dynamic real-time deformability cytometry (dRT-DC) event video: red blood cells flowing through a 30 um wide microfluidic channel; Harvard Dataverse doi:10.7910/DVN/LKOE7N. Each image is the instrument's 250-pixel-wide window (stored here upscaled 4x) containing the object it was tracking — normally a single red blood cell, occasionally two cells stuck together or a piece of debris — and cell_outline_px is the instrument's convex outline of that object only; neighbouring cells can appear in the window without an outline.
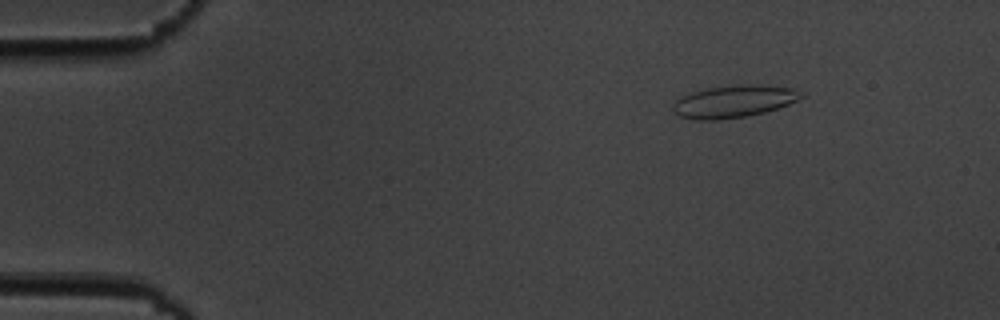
{"species": "common noctule bat (a hibernating species)", "species_latin": "Nyctalus noctula", "temperature_condition": "cold", "stored_images_in_passage": 7, "camera_frame_rate_fps": 3000, "um_per_image_px": 0.085, "animal": {"sex": "male", "body_mass_g": 19.5, "forearm_length_mm": 54.6}, "frame": {"image": 1, "passage_image": 2, "time_ms": 1.0, "image_size_px": [1000, 320], "cell_outline_px": [[804, 96], [788, 104], [764, 112], [744, 116], [716, 120], [696, 120], [680, 116], [672, 112], [672, 104], [680, 96], [692, 92], [708, 88], [736, 84], [748, 84], [792, 88], [804, 92]], "centroid_in_image_um": [62.32, 8.61], "position_along_channel_um": 22.7, "area_um2": 24.04}}
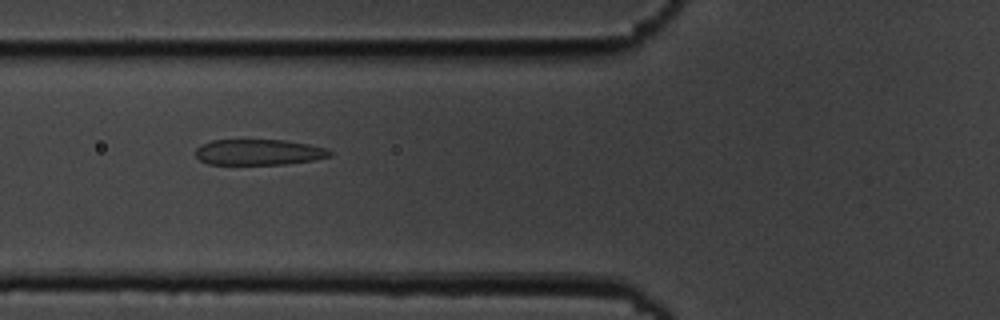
{"frame": {"image": 2, "passage_image": 6, "time_ms": 5.667, "image_size_px": [1000, 320], "cell_outline_px": [[332, 156], [312, 160], [284, 164], [208, 164], [200, 160], [196, 156], [196, 148], [200, 144], [212, 140], [284, 140], [308, 144], [328, 148], [332, 152]], "centroid_in_image_um": [21.99, 12.93], "position_along_channel_um": 103.8, "area_um2": 20.17}}
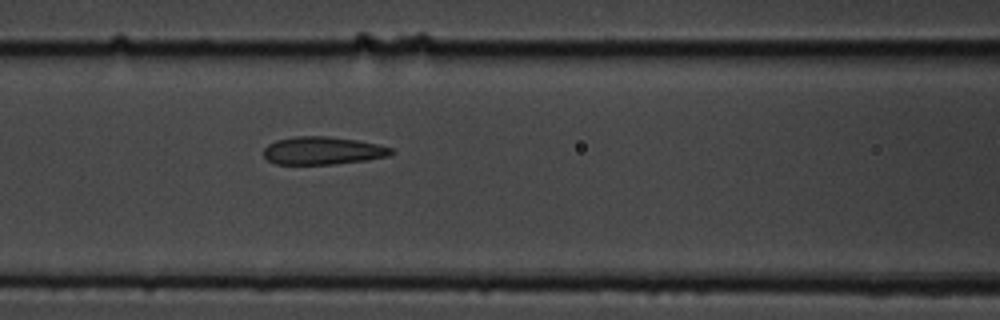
{"frame": {"image": 3, "passage_image": 7, "time_ms": 6.667, "image_size_px": [1000, 320], "cell_outline_px": [[396, 152], [388, 156], [368, 160], [336, 164], [276, 164], [268, 160], [264, 156], [264, 148], [268, 144], [276, 140], [296, 136], [328, 136], [356, 140], [376, 144], [392, 148]], "centroid_in_image_um": [27.44, 12.81], "position_along_channel_um": 139.2, "area_um2": 20.75}}